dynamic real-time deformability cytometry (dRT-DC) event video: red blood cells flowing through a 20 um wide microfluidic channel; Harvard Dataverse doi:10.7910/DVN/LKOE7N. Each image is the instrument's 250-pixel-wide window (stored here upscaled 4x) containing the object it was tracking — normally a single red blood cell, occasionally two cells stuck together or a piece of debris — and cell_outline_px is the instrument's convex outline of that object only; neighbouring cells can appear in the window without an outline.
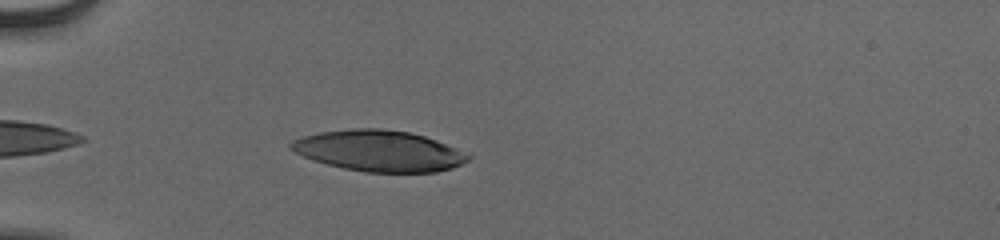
{"species": "human", "species_latin": "Homo sapiens", "temperature_condition": "cold", "stored_images_in_passage": 40, "camera_frame_rate_fps": 3000, "um_per_image_px": 0.085, "donor": {"sex": "male"}, "frame": {"image": 1, "passage_image": 3, "time_ms": 0.667, "image_size_px": [1000, 240], "cell_outline_px": [[472, 156], [468, 160], [452, 168], [436, 172], [364, 172], [344, 168], [312, 160], [288, 148], [288, 144], [292, 140], [304, 136], [320, 132], [352, 128], [384, 128], [408, 132], [424, 136], [436, 140]], "centroid_in_image_um": [32.18, 12.82], "position_along_channel_um": 52.8, "area_um2": 42.14}}
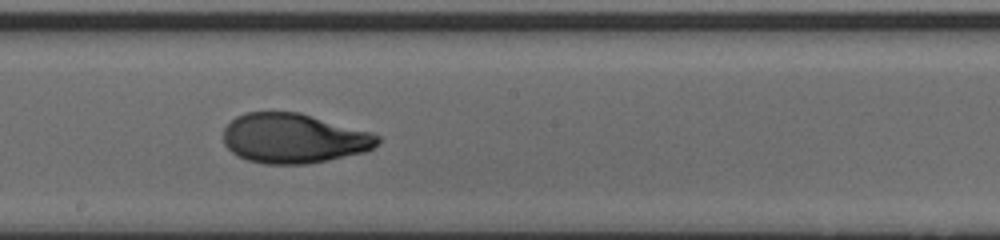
{"frame": {"image": 2, "passage_image": 18, "time_ms": 5.667, "image_size_px": [1000, 240], "cell_outline_px": [[380, 144], [364, 152], [328, 160], [304, 164], [264, 164], [248, 160], [236, 156], [224, 144], [224, 128], [236, 116], [244, 112], [300, 112], [372, 132], [380, 136]], "centroid_in_image_um": [24.98, 11.76], "position_along_channel_um": 223.2, "area_um2": 44.91}}
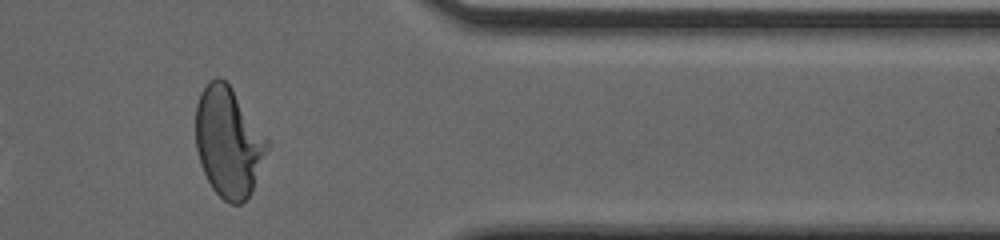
{"frame": {"image": 3, "passage_image": 32, "time_ms": 10.333, "image_size_px": [1000, 240], "cell_outline_px": [[268, 148], [252, 188], [248, 196], [240, 204], [228, 204], [212, 188], [200, 164], [196, 148], [196, 104], [200, 92], [216, 76], [220, 76], [232, 88], [268, 140]], "centroid_in_image_um": [19.39, 12.07], "position_along_channel_um": 392.0, "area_um2": 45.14}, "authors_computed_cell_mechanics": {"area_um2": 44.8528, "velocity_mm_per_s": 3.8726, "shape_relaxation_time_tau1_ms": 5.5602, "shape_relaxation_time_tau2_ms": 0.95, "deformation_change_tau1": 0.2457, "deformation_change_tau2": 0.0555}}